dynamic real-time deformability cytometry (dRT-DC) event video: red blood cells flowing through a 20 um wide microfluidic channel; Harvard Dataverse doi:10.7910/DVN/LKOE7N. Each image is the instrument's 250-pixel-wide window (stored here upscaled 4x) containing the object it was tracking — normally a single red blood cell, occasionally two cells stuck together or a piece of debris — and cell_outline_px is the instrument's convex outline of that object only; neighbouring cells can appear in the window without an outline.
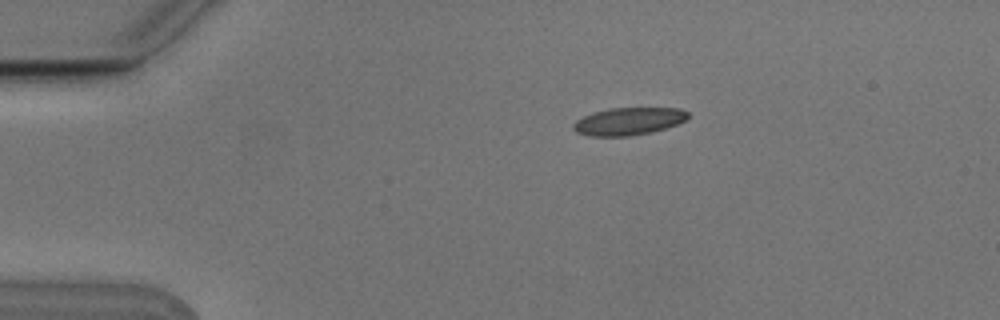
{"species": "Egyptian fruit bat (a non-hibernating species)", "species_latin": "Rousettus aegyptiacus", "temperature_condition": "cold", "stored_images_in_passage": 6, "camera_frame_rate_fps": 3000, "um_per_image_px": 0.085, "animal": {"sex": "male"}, "frame": {"image": 1, "passage_image": 6, "time_ms": 1.667, "image_size_px": [1000, 320], "cell_outline_px": [[688, 116], [684, 120], [676, 124], [664, 128], [648, 132], [628, 136], [588, 136], [576, 132], [572, 128], [572, 124], [576, 120], [584, 116], [596, 112], [612, 108], [680, 108], [688, 112]], "centroid_in_image_um": [53.38, 10.31], "position_along_channel_um": 31.6, "area_um2": 18.09}}